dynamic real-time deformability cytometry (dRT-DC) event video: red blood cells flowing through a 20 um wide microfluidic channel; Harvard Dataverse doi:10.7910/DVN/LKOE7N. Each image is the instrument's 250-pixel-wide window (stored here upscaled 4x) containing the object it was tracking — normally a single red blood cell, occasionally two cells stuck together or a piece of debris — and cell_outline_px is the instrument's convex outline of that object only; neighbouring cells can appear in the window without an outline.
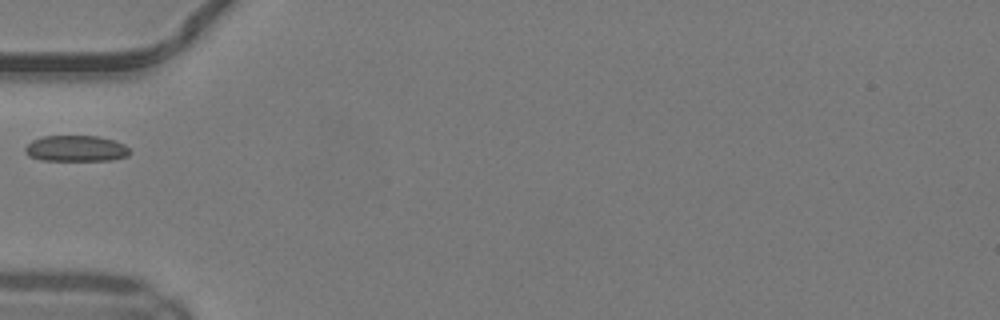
{"species": "common noctule bat (a hibernating species)", "species_latin": "Nyctalus noctula", "temperature_condition": "warm", "stored_images_in_passage": 20, "camera_frame_rate_fps": 3000, "um_per_image_px": 0.085, "animal": {"sex": "male", "body_mass_g": 19.2, "forearm_length_mm": 51.8}, "frame": {"image": 1, "passage_image": 1, "time_ms": 0.0, "image_size_px": [1000, 320], "cell_outline_px": [[132, 152], [128, 156], [112, 160], [40, 160], [28, 156], [24, 152], [24, 148], [32, 140], [44, 136], [100, 136], [116, 140], [124, 144]], "centroid_in_image_um": [6.48, 12.62], "position_along_channel_um": 78.5, "area_um2": 16.07}}